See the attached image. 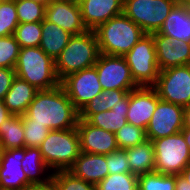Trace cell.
Segmentation results:
<instances>
[{"mask_svg": "<svg viewBox=\"0 0 190 190\" xmlns=\"http://www.w3.org/2000/svg\"><path fill=\"white\" fill-rule=\"evenodd\" d=\"M14 36L20 48L39 47L42 36L41 22L19 23Z\"/></svg>", "mask_w": 190, "mask_h": 190, "instance_id": "30", "label": "cell"}, {"mask_svg": "<svg viewBox=\"0 0 190 190\" xmlns=\"http://www.w3.org/2000/svg\"><path fill=\"white\" fill-rule=\"evenodd\" d=\"M106 163L109 174L128 173L130 166L126 150L118 149L106 155Z\"/></svg>", "mask_w": 190, "mask_h": 190, "instance_id": "37", "label": "cell"}, {"mask_svg": "<svg viewBox=\"0 0 190 190\" xmlns=\"http://www.w3.org/2000/svg\"><path fill=\"white\" fill-rule=\"evenodd\" d=\"M60 84L78 111L103 91L94 66L68 75Z\"/></svg>", "mask_w": 190, "mask_h": 190, "instance_id": "11", "label": "cell"}, {"mask_svg": "<svg viewBox=\"0 0 190 190\" xmlns=\"http://www.w3.org/2000/svg\"><path fill=\"white\" fill-rule=\"evenodd\" d=\"M183 128H190V105L184 108Z\"/></svg>", "mask_w": 190, "mask_h": 190, "instance_id": "42", "label": "cell"}, {"mask_svg": "<svg viewBox=\"0 0 190 190\" xmlns=\"http://www.w3.org/2000/svg\"><path fill=\"white\" fill-rule=\"evenodd\" d=\"M76 128L81 152L107 155L119 149L115 133L93 126L83 119H78Z\"/></svg>", "mask_w": 190, "mask_h": 190, "instance_id": "16", "label": "cell"}, {"mask_svg": "<svg viewBox=\"0 0 190 190\" xmlns=\"http://www.w3.org/2000/svg\"><path fill=\"white\" fill-rule=\"evenodd\" d=\"M24 147L2 151L0 162V190H27L33 184L27 179L21 161Z\"/></svg>", "mask_w": 190, "mask_h": 190, "instance_id": "15", "label": "cell"}, {"mask_svg": "<svg viewBox=\"0 0 190 190\" xmlns=\"http://www.w3.org/2000/svg\"><path fill=\"white\" fill-rule=\"evenodd\" d=\"M12 113L5 106L3 100H0V126L6 119H8Z\"/></svg>", "mask_w": 190, "mask_h": 190, "instance_id": "40", "label": "cell"}, {"mask_svg": "<svg viewBox=\"0 0 190 190\" xmlns=\"http://www.w3.org/2000/svg\"><path fill=\"white\" fill-rule=\"evenodd\" d=\"M41 27L42 36L39 47L55 61L73 35L46 19L41 21Z\"/></svg>", "mask_w": 190, "mask_h": 190, "instance_id": "22", "label": "cell"}, {"mask_svg": "<svg viewBox=\"0 0 190 190\" xmlns=\"http://www.w3.org/2000/svg\"><path fill=\"white\" fill-rule=\"evenodd\" d=\"M180 175L190 183V163L183 169Z\"/></svg>", "mask_w": 190, "mask_h": 190, "instance_id": "44", "label": "cell"}, {"mask_svg": "<svg viewBox=\"0 0 190 190\" xmlns=\"http://www.w3.org/2000/svg\"><path fill=\"white\" fill-rule=\"evenodd\" d=\"M157 33L174 40L190 42V8L183 0L172 8Z\"/></svg>", "mask_w": 190, "mask_h": 190, "instance_id": "20", "label": "cell"}, {"mask_svg": "<svg viewBox=\"0 0 190 190\" xmlns=\"http://www.w3.org/2000/svg\"><path fill=\"white\" fill-rule=\"evenodd\" d=\"M51 181L58 190H97L96 185L74 176L68 170L53 172Z\"/></svg>", "mask_w": 190, "mask_h": 190, "instance_id": "31", "label": "cell"}, {"mask_svg": "<svg viewBox=\"0 0 190 190\" xmlns=\"http://www.w3.org/2000/svg\"><path fill=\"white\" fill-rule=\"evenodd\" d=\"M37 89L26 80L15 77L3 102L8 110L15 115H24L28 106L33 101Z\"/></svg>", "mask_w": 190, "mask_h": 190, "instance_id": "21", "label": "cell"}, {"mask_svg": "<svg viewBox=\"0 0 190 190\" xmlns=\"http://www.w3.org/2000/svg\"><path fill=\"white\" fill-rule=\"evenodd\" d=\"M22 115L12 114L0 126V145L3 150L25 147Z\"/></svg>", "mask_w": 190, "mask_h": 190, "instance_id": "27", "label": "cell"}, {"mask_svg": "<svg viewBox=\"0 0 190 190\" xmlns=\"http://www.w3.org/2000/svg\"><path fill=\"white\" fill-rule=\"evenodd\" d=\"M152 143L155 154L154 171L179 175L190 163V151L181 131L153 140Z\"/></svg>", "mask_w": 190, "mask_h": 190, "instance_id": "7", "label": "cell"}, {"mask_svg": "<svg viewBox=\"0 0 190 190\" xmlns=\"http://www.w3.org/2000/svg\"><path fill=\"white\" fill-rule=\"evenodd\" d=\"M129 107V96L122 102L114 106L111 110L93 114L87 122L103 130L116 133L127 122V112Z\"/></svg>", "mask_w": 190, "mask_h": 190, "instance_id": "24", "label": "cell"}, {"mask_svg": "<svg viewBox=\"0 0 190 190\" xmlns=\"http://www.w3.org/2000/svg\"><path fill=\"white\" fill-rule=\"evenodd\" d=\"M94 67L97 70L99 83L103 90L132 91L139 87L123 56L99 55Z\"/></svg>", "mask_w": 190, "mask_h": 190, "instance_id": "10", "label": "cell"}, {"mask_svg": "<svg viewBox=\"0 0 190 190\" xmlns=\"http://www.w3.org/2000/svg\"><path fill=\"white\" fill-rule=\"evenodd\" d=\"M19 23L41 22L45 19V6L32 0H16Z\"/></svg>", "mask_w": 190, "mask_h": 190, "instance_id": "33", "label": "cell"}, {"mask_svg": "<svg viewBox=\"0 0 190 190\" xmlns=\"http://www.w3.org/2000/svg\"><path fill=\"white\" fill-rule=\"evenodd\" d=\"M159 100L153 86H139L130 91L127 122L146 131Z\"/></svg>", "mask_w": 190, "mask_h": 190, "instance_id": "13", "label": "cell"}, {"mask_svg": "<svg viewBox=\"0 0 190 190\" xmlns=\"http://www.w3.org/2000/svg\"><path fill=\"white\" fill-rule=\"evenodd\" d=\"M45 19L72 35L88 31L82 19L79 3L75 0H53L45 7Z\"/></svg>", "mask_w": 190, "mask_h": 190, "instance_id": "14", "label": "cell"}, {"mask_svg": "<svg viewBox=\"0 0 190 190\" xmlns=\"http://www.w3.org/2000/svg\"><path fill=\"white\" fill-rule=\"evenodd\" d=\"M35 1L37 3H40L42 5H44L45 7L48 6L53 0H32Z\"/></svg>", "mask_w": 190, "mask_h": 190, "instance_id": "45", "label": "cell"}, {"mask_svg": "<svg viewBox=\"0 0 190 190\" xmlns=\"http://www.w3.org/2000/svg\"><path fill=\"white\" fill-rule=\"evenodd\" d=\"M21 166L27 179L33 185H45L51 181L52 174H48L47 178H39V174H44L49 168L45 164L39 147H24V158L21 161Z\"/></svg>", "mask_w": 190, "mask_h": 190, "instance_id": "26", "label": "cell"}, {"mask_svg": "<svg viewBox=\"0 0 190 190\" xmlns=\"http://www.w3.org/2000/svg\"><path fill=\"white\" fill-rule=\"evenodd\" d=\"M2 151H3V149H2V147L0 145V162H1Z\"/></svg>", "mask_w": 190, "mask_h": 190, "instance_id": "47", "label": "cell"}, {"mask_svg": "<svg viewBox=\"0 0 190 190\" xmlns=\"http://www.w3.org/2000/svg\"><path fill=\"white\" fill-rule=\"evenodd\" d=\"M138 190H175V175L156 171L138 176Z\"/></svg>", "mask_w": 190, "mask_h": 190, "instance_id": "29", "label": "cell"}, {"mask_svg": "<svg viewBox=\"0 0 190 190\" xmlns=\"http://www.w3.org/2000/svg\"><path fill=\"white\" fill-rule=\"evenodd\" d=\"M181 133L183 134L185 142L187 143L189 151H190V128H183L181 130Z\"/></svg>", "mask_w": 190, "mask_h": 190, "instance_id": "43", "label": "cell"}, {"mask_svg": "<svg viewBox=\"0 0 190 190\" xmlns=\"http://www.w3.org/2000/svg\"><path fill=\"white\" fill-rule=\"evenodd\" d=\"M22 122L25 133V147H40L51 130L44 125L31 124L23 115Z\"/></svg>", "mask_w": 190, "mask_h": 190, "instance_id": "36", "label": "cell"}, {"mask_svg": "<svg viewBox=\"0 0 190 190\" xmlns=\"http://www.w3.org/2000/svg\"><path fill=\"white\" fill-rule=\"evenodd\" d=\"M18 24L16 0H0V37L14 35Z\"/></svg>", "mask_w": 190, "mask_h": 190, "instance_id": "32", "label": "cell"}, {"mask_svg": "<svg viewBox=\"0 0 190 190\" xmlns=\"http://www.w3.org/2000/svg\"><path fill=\"white\" fill-rule=\"evenodd\" d=\"M125 150L131 173L139 176L154 171L155 154L152 141L147 139L141 144Z\"/></svg>", "mask_w": 190, "mask_h": 190, "instance_id": "23", "label": "cell"}, {"mask_svg": "<svg viewBox=\"0 0 190 190\" xmlns=\"http://www.w3.org/2000/svg\"><path fill=\"white\" fill-rule=\"evenodd\" d=\"M183 121L184 107L160 99L146 129V138L153 141L180 132Z\"/></svg>", "mask_w": 190, "mask_h": 190, "instance_id": "12", "label": "cell"}, {"mask_svg": "<svg viewBox=\"0 0 190 190\" xmlns=\"http://www.w3.org/2000/svg\"><path fill=\"white\" fill-rule=\"evenodd\" d=\"M175 190H190V183L180 174L175 175Z\"/></svg>", "mask_w": 190, "mask_h": 190, "instance_id": "39", "label": "cell"}, {"mask_svg": "<svg viewBox=\"0 0 190 190\" xmlns=\"http://www.w3.org/2000/svg\"><path fill=\"white\" fill-rule=\"evenodd\" d=\"M68 171L86 182L97 185L109 174L106 155L81 152Z\"/></svg>", "mask_w": 190, "mask_h": 190, "instance_id": "19", "label": "cell"}, {"mask_svg": "<svg viewBox=\"0 0 190 190\" xmlns=\"http://www.w3.org/2000/svg\"><path fill=\"white\" fill-rule=\"evenodd\" d=\"M100 55L94 30L73 35L55 60V72L61 82L70 74L93 67Z\"/></svg>", "mask_w": 190, "mask_h": 190, "instance_id": "3", "label": "cell"}, {"mask_svg": "<svg viewBox=\"0 0 190 190\" xmlns=\"http://www.w3.org/2000/svg\"><path fill=\"white\" fill-rule=\"evenodd\" d=\"M20 45L14 35L0 37V68H15Z\"/></svg>", "mask_w": 190, "mask_h": 190, "instance_id": "35", "label": "cell"}, {"mask_svg": "<svg viewBox=\"0 0 190 190\" xmlns=\"http://www.w3.org/2000/svg\"><path fill=\"white\" fill-rule=\"evenodd\" d=\"M138 86H154L159 75L155 41L152 34H144L123 56Z\"/></svg>", "mask_w": 190, "mask_h": 190, "instance_id": "6", "label": "cell"}, {"mask_svg": "<svg viewBox=\"0 0 190 190\" xmlns=\"http://www.w3.org/2000/svg\"><path fill=\"white\" fill-rule=\"evenodd\" d=\"M129 93L118 89L103 90L99 96H96L79 111V119L87 121L93 114L111 110L117 104L122 103Z\"/></svg>", "mask_w": 190, "mask_h": 190, "instance_id": "25", "label": "cell"}, {"mask_svg": "<svg viewBox=\"0 0 190 190\" xmlns=\"http://www.w3.org/2000/svg\"><path fill=\"white\" fill-rule=\"evenodd\" d=\"M83 22L95 30L109 19L123 14V0H79Z\"/></svg>", "mask_w": 190, "mask_h": 190, "instance_id": "18", "label": "cell"}, {"mask_svg": "<svg viewBox=\"0 0 190 190\" xmlns=\"http://www.w3.org/2000/svg\"><path fill=\"white\" fill-rule=\"evenodd\" d=\"M97 190H138V176L128 173L108 174L96 185Z\"/></svg>", "mask_w": 190, "mask_h": 190, "instance_id": "28", "label": "cell"}, {"mask_svg": "<svg viewBox=\"0 0 190 190\" xmlns=\"http://www.w3.org/2000/svg\"><path fill=\"white\" fill-rule=\"evenodd\" d=\"M180 0H123V14L145 34L157 33Z\"/></svg>", "mask_w": 190, "mask_h": 190, "instance_id": "8", "label": "cell"}, {"mask_svg": "<svg viewBox=\"0 0 190 190\" xmlns=\"http://www.w3.org/2000/svg\"><path fill=\"white\" fill-rule=\"evenodd\" d=\"M39 149L50 170H68L81 153L77 128L51 130Z\"/></svg>", "mask_w": 190, "mask_h": 190, "instance_id": "5", "label": "cell"}, {"mask_svg": "<svg viewBox=\"0 0 190 190\" xmlns=\"http://www.w3.org/2000/svg\"><path fill=\"white\" fill-rule=\"evenodd\" d=\"M190 8V0H183Z\"/></svg>", "mask_w": 190, "mask_h": 190, "instance_id": "46", "label": "cell"}, {"mask_svg": "<svg viewBox=\"0 0 190 190\" xmlns=\"http://www.w3.org/2000/svg\"><path fill=\"white\" fill-rule=\"evenodd\" d=\"M94 32L100 53L111 56H124L145 34L134 21L124 14L102 23Z\"/></svg>", "mask_w": 190, "mask_h": 190, "instance_id": "2", "label": "cell"}, {"mask_svg": "<svg viewBox=\"0 0 190 190\" xmlns=\"http://www.w3.org/2000/svg\"><path fill=\"white\" fill-rule=\"evenodd\" d=\"M15 77V68H0V100L4 99Z\"/></svg>", "mask_w": 190, "mask_h": 190, "instance_id": "38", "label": "cell"}, {"mask_svg": "<svg viewBox=\"0 0 190 190\" xmlns=\"http://www.w3.org/2000/svg\"><path fill=\"white\" fill-rule=\"evenodd\" d=\"M159 71L190 65V42L153 33Z\"/></svg>", "mask_w": 190, "mask_h": 190, "instance_id": "17", "label": "cell"}, {"mask_svg": "<svg viewBox=\"0 0 190 190\" xmlns=\"http://www.w3.org/2000/svg\"><path fill=\"white\" fill-rule=\"evenodd\" d=\"M27 190H58L55 184L50 181L48 184L45 185H32Z\"/></svg>", "mask_w": 190, "mask_h": 190, "instance_id": "41", "label": "cell"}, {"mask_svg": "<svg viewBox=\"0 0 190 190\" xmlns=\"http://www.w3.org/2000/svg\"><path fill=\"white\" fill-rule=\"evenodd\" d=\"M163 101L187 107L190 105V65L159 71L153 86Z\"/></svg>", "mask_w": 190, "mask_h": 190, "instance_id": "9", "label": "cell"}, {"mask_svg": "<svg viewBox=\"0 0 190 190\" xmlns=\"http://www.w3.org/2000/svg\"><path fill=\"white\" fill-rule=\"evenodd\" d=\"M15 72L17 77L26 80L37 90H49L60 85L55 61L40 47L20 48Z\"/></svg>", "mask_w": 190, "mask_h": 190, "instance_id": "4", "label": "cell"}, {"mask_svg": "<svg viewBox=\"0 0 190 190\" xmlns=\"http://www.w3.org/2000/svg\"><path fill=\"white\" fill-rule=\"evenodd\" d=\"M116 142L119 149L134 147L146 141V131L127 123L115 133Z\"/></svg>", "mask_w": 190, "mask_h": 190, "instance_id": "34", "label": "cell"}, {"mask_svg": "<svg viewBox=\"0 0 190 190\" xmlns=\"http://www.w3.org/2000/svg\"><path fill=\"white\" fill-rule=\"evenodd\" d=\"M23 116L31 124L54 131L67 130L77 127L79 111L60 84L49 90H38Z\"/></svg>", "mask_w": 190, "mask_h": 190, "instance_id": "1", "label": "cell"}]
</instances>
